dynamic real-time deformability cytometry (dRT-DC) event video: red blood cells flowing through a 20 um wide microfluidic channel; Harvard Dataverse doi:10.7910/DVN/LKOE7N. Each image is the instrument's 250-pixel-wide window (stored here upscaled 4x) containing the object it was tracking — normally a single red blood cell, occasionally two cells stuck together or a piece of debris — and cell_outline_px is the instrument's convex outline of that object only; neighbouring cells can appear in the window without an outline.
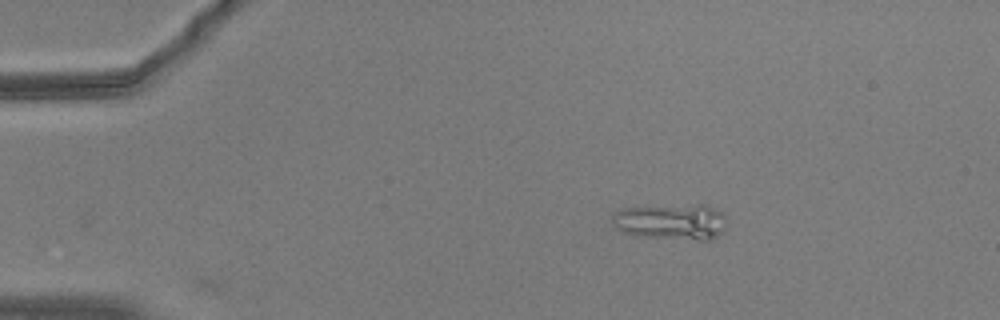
{"species": "common noctule bat (a hibernating species)", "species_latin": "Nyctalus noctula", "temperature_condition": "warm", "stored_images_in_passage": 2, "camera_frame_rate_fps": 3000, "um_per_image_px": 0.085, "animal": {"sex": "male", "body_mass_g": 20.5, "forearm_length_mm": 52.5}, "frame": {"image": 1, "passage_image": 1, "time_ms": 0.0, "image_size_px": [1000, 320], "cell_outline_px": [[724, 232], [712, 240], [700, 240], [636, 236], [620, 232], [612, 224], [612, 216], [616, 212], [624, 208], [696, 204], [708, 204], [724, 212]], "centroid_in_image_um": [57.08, 18.85], "position_along_channel_um": 27.9, "area_um2": 24.33}}